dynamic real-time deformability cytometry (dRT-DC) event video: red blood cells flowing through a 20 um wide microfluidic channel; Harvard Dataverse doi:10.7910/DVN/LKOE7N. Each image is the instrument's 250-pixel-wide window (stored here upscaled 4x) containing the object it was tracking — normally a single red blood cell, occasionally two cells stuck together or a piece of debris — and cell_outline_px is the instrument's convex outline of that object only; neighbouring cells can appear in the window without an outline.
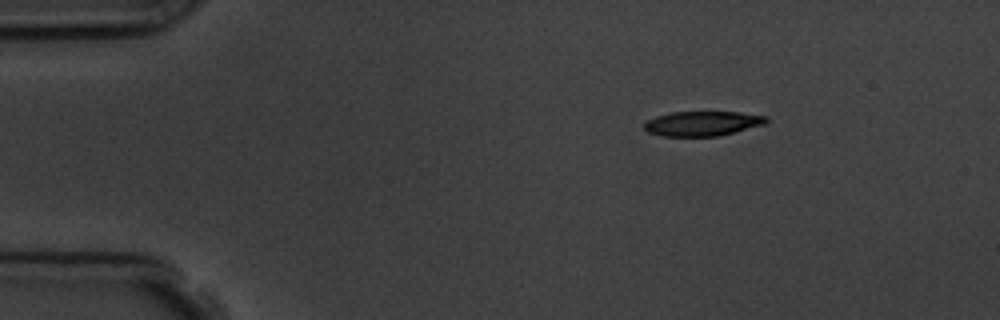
{"species": "common noctule bat (a hibernating species)", "species_latin": "Nyctalus noctula", "temperature_condition": "room temperature", "stored_images_in_passage": 4, "camera_frame_rate_fps": 3000, "um_per_image_px": 0.085, "animal": {"sex": "male", "body_mass_g": 19.5, "forearm_length_mm": 54.6}, "frame": {"image": 1, "passage_image": 4, "time_ms": 4.333, "image_size_px": [1000, 320], "cell_outline_px": [[768, 120], [764, 124], [720, 136], [664, 136], [648, 132], [644, 128], [644, 124], [648, 120], [656, 116], [672, 112], [740, 112], [768, 116]], "centroid_in_image_um": [59.72, 10.49], "position_along_channel_um": 25.3, "area_um2": 17.51}}